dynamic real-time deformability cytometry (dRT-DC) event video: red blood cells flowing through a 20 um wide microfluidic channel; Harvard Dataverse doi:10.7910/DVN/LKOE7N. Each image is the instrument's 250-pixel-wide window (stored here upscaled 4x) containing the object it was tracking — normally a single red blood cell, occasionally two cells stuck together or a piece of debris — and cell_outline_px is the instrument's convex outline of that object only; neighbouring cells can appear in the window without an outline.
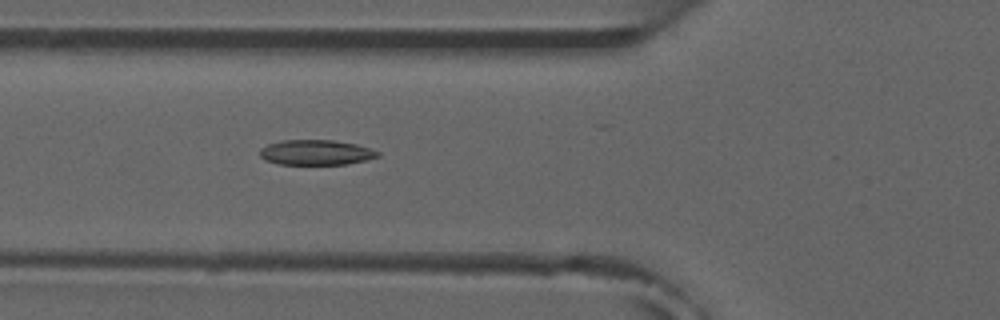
{"species": "common noctule bat (a hibernating species)", "species_latin": "Nyctalus noctula", "temperature_condition": "room temperature", "stored_images_in_passage": 6, "camera_frame_rate_fps": 3000, "um_per_image_px": 0.085, "animal": {"sex": "male", "forearm_length_mm": 52.5}, "frame": {"image": 1, "passage_image": 6, "time_ms": 5.667, "image_size_px": [1000, 320], "cell_outline_px": [[380, 156], [348, 164], [280, 164], [264, 160], [260, 156], [260, 148], [268, 144], [280, 140], [332, 140], [356, 144], [380, 152]], "centroid_in_image_um": [26.83, 12.95], "position_along_channel_um": 99.0, "area_um2": 17.22}}